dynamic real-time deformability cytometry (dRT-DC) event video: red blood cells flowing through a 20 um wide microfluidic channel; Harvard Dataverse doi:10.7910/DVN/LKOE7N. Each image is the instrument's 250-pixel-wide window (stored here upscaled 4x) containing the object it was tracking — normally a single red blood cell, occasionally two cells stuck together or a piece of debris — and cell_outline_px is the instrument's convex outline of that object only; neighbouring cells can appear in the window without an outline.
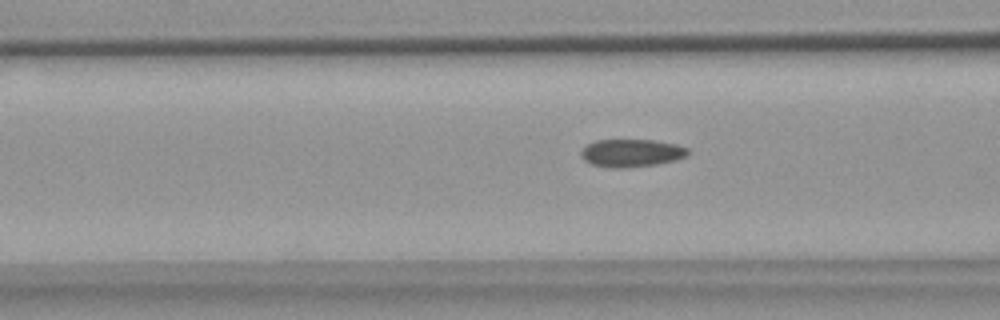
{"species": "common noctule bat (a hibernating species)", "species_latin": "Nyctalus noctula", "temperature_condition": "warm", "stored_images_in_passage": 19, "camera_frame_rate_fps": 3000, "um_per_image_px": 0.085, "animal": {"sex": "female", "body_mass_g": 18.4}, "frame": {"image": 1, "passage_image": 16, "time_ms": 5.0, "image_size_px": [1000, 320], "cell_outline_px": [[688, 152], [684, 156], [676, 160], [656, 164], [624, 168], [612, 168], [592, 164], [584, 160], [580, 156], [580, 152], [588, 144], [596, 140], [656, 140], [676, 144], [688, 148]], "centroid_in_image_um": [53.66, 13.0], "position_along_channel_um": 112.9, "area_um2": 17.22}}